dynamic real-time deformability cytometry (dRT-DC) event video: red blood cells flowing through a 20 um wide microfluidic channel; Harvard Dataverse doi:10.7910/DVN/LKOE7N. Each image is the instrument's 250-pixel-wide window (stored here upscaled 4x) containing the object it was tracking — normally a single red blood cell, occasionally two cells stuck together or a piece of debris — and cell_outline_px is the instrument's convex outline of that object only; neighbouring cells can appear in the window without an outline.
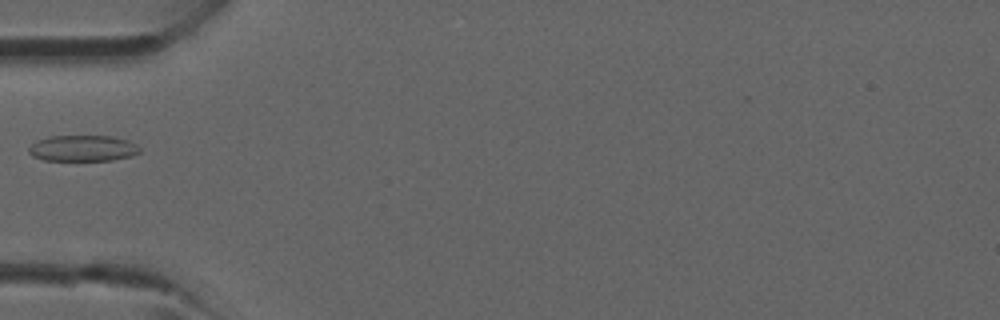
{"species": "common noctule bat (a hibernating species)", "species_latin": "Nyctalus noctula", "temperature_condition": "room temperature", "stored_images_in_passage": 1, "camera_frame_rate_fps": 3000, "um_per_image_px": 0.085, "animal": {"sex": "male", "forearm_length_mm": 52.5}, "frame": {"image": 1, "passage_image": 1, "time_ms": 0.0, "image_size_px": [1000, 320], "cell_outline_px": [[140, 152], [132, 156], [112, 160], [44, 160], [32, 156], [28, 152], [28, 148], [36, 140], [48, 136], [112, 136], [128, 140], [136, 144], [140, 148]], "centroid_in_image_um": [7.03, 12.6], "position_along_channel_um": 78.0, "area_um2": 16.94}}